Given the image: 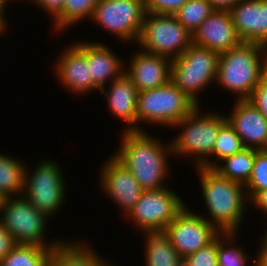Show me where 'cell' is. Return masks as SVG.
<instances>
[{"mask_svg":"<svg viewBox=\"0 0 267 266\" xmlns=\"http://www.w3.org/2000/svg\"><path fill=\"white\" fill-rule=\"evenodd\" d=\"M121 133L119 149L112 155L131 172L143 190L167 187L165 180L171 173L169 157H173L170 141L165 144L145 130Z\"/></svg>","mask_w":267,"mask_h":266,"instance_id":"obj_1","label":"cell"},{"mask_svg":"<svg viewBox=\"0 0 267 266\" xmlns=\"http://www.w3.org/2000/svg\"><path fill=\"white\" fill-rule=\"evenodd\" d=\"M195 171L208 212L201 216L221 233H239L246 207L249 206L245 186L222 177L211 168L195 167Z\"/></svg>","mask_w":267,"mask_h":266,"instance_id":"obj_2","label":"cell"},{"mask_svg":"<svg viewBox=\"0 0 267 266\" xmlns=\"http://www.w3.org/2000/svg\"><path fill=\"white\" fill-rule=\"evenodd\" d=\"M197 106L172 128H181L170 141L172 156L193 157L194 167L214 168L212 151L220 128L227 122L225 113L201 111ZM200 113V114H199ZM195 158V159H194Z\"/></svg>","mask_w":267,"mask_h":266,"instance_id":"obj_3","label":"cell"},{"mask_svg":"<svg viewBox=\"0 0 267 266\" xmlns=\"http://www.w3.org/2000/svg\"><path fill=\"white\" fill-rule=\"evenodd\" d=\"M263 46L241 42L237 47L221 53L215 84L237 95V100L249 99L261 80Z\"/></svg>","mask_w":267,"mask_h":266,"instance_id":"obj_4","label":"cell"},{"mask_svg":"<svg viewBox=\"0 0 267 266\" xmlns=\"http://www.w3.org/2000/svg\"><path fill=\"white\" fill-rule=\"evenodd\" d=\"M23 195L0 199V223L13 236L17 244H35L56 248L65 239L47 240V226L51 220Z\"/></svg>","mask_w":267,"mask_h":266,"instance_id":"obj_5","label":"cell"},{"mask_svg":"<svg viewBox=\"0 0 267 266\" xmlns=\"http://www.w3.org/2000/svg\"><path fill=\"white\" fill-rule=\"evenodd\" d=\"M197 105L172 81L166 85L138 92L136 112L137 131H144L142 123L165 126L169 129Z\"/></svg>","mask_w":267,"mask_h":266,"instance_id":"obj_6","label":"cell"},{"mask_svg":"<svg viewBox=\"0 0 267 266\" xmlns=\"http://www.w3.org/2000/svg\"><path fill=\"white\" fill-rule=\"evenodd\" d=\"M43 159L34 165L33 170L26 164L22 195L39 211L53 219L66 204L67 179L65 180L63 169L56 160Z\"/></svg>","mask_w":267,"mask_h":266,"instance_id":"obj_7","label":"cell"},{"mask_svg":"<svg viewBox=\"0 0 267 266\" xmlns=\"http://www.w3.org/2000/svg\"><path fill=\"white\" fill-rule=\"evenodd\" d=\"M219 56L215 51L192 44L172 60L171 81L197 106H201L198 96L215 84Z\"/></svg>","mask_w":267,"mask_h":266,"instance_id":"obj_8","label":"cell"},{"mask_svg":"<svg viewBox=\"0 0 267 266\" xmlns=\"http://www.w3.org/2000/svg\"><path fill=\"white\" fill-rule=\"evenodd\" d=\"M136 44L144 52L174 60L192 45V34L172 14L146 12Z\"/></svg>","mask_w":267,"mask_h":266,"instance_id":"obj_9","label":"cell"},{"mask_svg":"<svg viewBox=\"0 0 267 266\" xmlns=\"http://www.w3.org/2000/svg\"><path fill=\"white\" fill-rule=\"evenodd\" d=\"M145 13L144 0H99L90 21L132 44L138 41Z\"/></svg>","mask_w":267,"mask_h":266,"instance_id":"obj_10","label":"cell"},{"mask_svg":"<svg viewBox=\"0 0 267 266\" xmlns=\"http://www.w3.org/2000/svg\"><path fill=\"white\" fill-rule=\"evenodd\" d=\"M187 204L169 187L144 190L126 216L139 231L167 227Z\"/></svg>","mask_w":267,"mask_h":266,"instance_id":"obj_11","label":"cell"},{"mask_svg":"<svg viewBox=\"0 0 267 266\" xmlns=\"http://www.w3.org/2000/svg\"><path fill=\"white\" fill-rule=\"evenodd\" d=\"M186 207L167 226L170 242L182 258L211 243L221 232L199 212Z\"/></svg>","mask_w":267,"mask_h":266,"instance_id":"obj_12","label":"cell"},{"mask_svg":"<svg viewBox=\"0 0 267 266\" xmlns=\"http://www.w3.org/2000/svg\"><path fill=\"white\" fill-rule=\"evenodd\" d=\"M101 165L98 182L102 193L121 208L124 217L134 208L144 190L131 172L112 154ZM125 213V214H124Z\"/></svg>","mask_w":267,"mask_h":266,"instance_id":"obj_13","label":"cell"},{"mask_svg":"<svg viewBox=\"0 0 267 266\" xmlns=\"http://www.w3.org/2000/svg\"><path fill=\"white\" fill-rule=\"evenodd\" d=\"M61 52L53 66L58 83L80 97L95 90L99 92L92 82L86 55L74 43L63 48Z\"/></svg>","mask_w":267,"mask_h":266,"instance_id":"obj_14","label":"cell"},{"mask_svg":"<svg viewBox=\"0 0 267 266\" xmlns=\"http://www.w3.org/2000/svg\"><path fill=\"white\" fill-rule=\"evenodd\" d=\"M227 122L239 135L244 147L267 149V119L248 99L234 100Z\"/></svg>","mask_w":267,"mask_h":266,"instance_id":"obj_15","label":"cell"},{"mask_svg":"<svg viewBox=\"0 0 267 266\" xmlns=\"http://www.w3.org/2000/svg\"><path fill=\"white\" fill-rule=\"evenodd\" d=\"M128 64L129 67L125 61L124 73L139 92L161 87L171 81L172 60L166 57L150 54L139 48L136 51L135 48Z\"/></svg>","mask_w":267,"mask_h":266,"instance_id":"obj_16","label":"cell"},{"mask_svg":"<svg viewBox=\"0 0 267 266\" xmlns=\"http://www.w3.org/2000/svg\"><path fill=\"white\" fill-rule=\"evenodd\" d=\"M241 42L228 11L214 10L192 33V44L218 54L237 47Z\"/></svg>","mask_w":267,"mask_h":266,"instance_id":"obj_17","label":"cell"},{"mask_svg":"<svg viewBox=\"0 0 267 266\" xmlns=\"http://www.w3.org/2000/svg\"><path fill=\"white\" fill-rule=\"evenodd\" d=\"M229 12L242 42L267 45V0H240Z\"/></svg>","mask_w":267,"mask_h":266,"instance_id":"obj_18","label":"cell"},{"mask_svg":"<svg viewBox=\"0 0 267 266\" xmlns=\"http://www.w3.org/2000/svg\"><path fill=\"white\" fill-rule=\"evenodd\" d=\"M73 43L86 55L92 82L99 90L124 73L125 61L106 43L91 40Z\"/></svg>","mask_w":267,"mask_h":266,"instance_id":"obj_19","label":"cell"},{"mask_svg":"<svg viewBox=\"0 0 267 266\" xmlns=\"http://www.w3.org/2000/svg\"><path fill=\"white\" fill-rule=\"evenodd\" d=\"M99 91L106 98L107 107L113 117L126 122L125 125L128 124L122 131H137L136 104L139 91L132 80L123 73L110 82L108 87L104 86Z\"/></svg>","mask_w":267,"mask_h":266,"instance_id":"obj_20","label":"cell"},{"mask_svg":"<svg viewBox=\"0 0 267 266\" xmlns=\"http://www.w3.org/2000/svg\"><path fill=\"white\" fill-rule=\"evenodd\" d=\"M144 234L145 266H177L182 257L170 242L167 227L149 228L141 231Z\"/></svg>","mask_w":267,"mask_h":266,"instance_id":"obj_21","label":"cell"},{"mask_svg":"<svg viewBox=\"0 0 267 266\" xmlns=\"http://www.w3.org/2000/svg\"><path fill=\"white\" fill-rule=\"evenodd\" d=\"M72 240L65 239L54 248L52 258L59 266H102L107 261L99 256L94 246H91L86 239Z\"/></svg>","mask_w":267,"mask_h":266,"instance_id":"obj_22","label":"cell"},{"mask_svg":"<svg viewBox=\"0 0 267 266\" xmlns=\"http://www.w3.org/2000/svg\"><path fill=\"white\" fill-rule=\"evenodd\" d=\"M25 169V161L0 152V199L23 194Z\"/></svg>","mask_w":267,"mask_h":266,"instance_id":"obj_23","label":"cell"},{"mask_svg":"<svg viewBox=\"0 0 267 266\" xmlns=\"http://www.w3.org/2000/svg\"><path fill=\"white\" fill-rule=\"evenodd\" d=\"M255 155L256 149L245 147L221 160L213 169L222 177L245 186L252 174Z\"/></svg>","mask_w":267,"mask_h":266,"instance_id":"obj_24","label":"cell"},{"mask_svg":"<svg viewBox=\"0 0 267 266\" xmlns=\"http://www.w3.org/2000/svg\"><path fill=\"white\" fill-rule=\"evenodd\" d=\"M239 235L240 234L236 232H226L220 233L217 236L218 266H256V257L249 256L246 249L237 244V237ZM248 258L251 260L253 258V261L249 260ZM249 262L251 263L249 264Z\"/></svg>","mask_w":267,"mask_h":266,"instance_id":"obj_25","label":"cell"},{"mask_svg":"<svg viewBox=\"0 0 267 266\" xmlns=\"http://www.w3.org/2000/svg\"><path fill=\"white\" fill-rule=\"evenodd\" d=\"M99 0H65L61 13L53 20L52 30L62 33L76 23L90 20Z\"/></svg>","mask_w":267,"mask_h":266,"instance_id":"obj_26","label":"cell"},{"mask_svg":"<svg viewBox=\"0 0 267 266\" xmlns=\"http://www.w3.org/2000/svg\"><path fill=\"white\" fill-rule=\"evenodd\" d=\"M53 250L35 244H17L0 261V266H44L52 257Z\"/></svg>","mask_w":267,"mask_h":266,"instance_id":"obj_27","label":"cell"},{"mask_svg":"<svg viewBox=\"0 0 267 266\" xmlns=\"http://www.w3.org/2000/svg\"><path fill=\"white\" fill-rule=\"evenodd\" d=\"M213 11L208 0H188L173 15L192 34Z\"/></svg>","mask_w":267,"mask_h":266,"instance_id":"obj_28","label":"cell"},{"mask_svg":"<svg viewBox=\"0 0 267 266\" xmlns=\"http://www.w3.org/2000/svg\"><path fill=\"white\" fill-rule=\"evenodd\" d=\"M243 148L245 147L241 141V138L230 126V124L226 122L218 132L212 151V158L215 157L214 167L221 160L236 154Z\"/></svg>","mask_w":267,"mask_h":266,"instance_id":"obj_29","label":"cell"},{"mask_svg":"<svg viewBox=\"0 0 267 266\" xmlns=\"http://www.w3.org/2000/svg\"><path fill=\"white\" fill-rule=\"evenodd\" d=\"M267 188V150H257L254 158L252 174L245 185L248 199L257 192Z\"/></svg>","mask_w":267,"mask_h":266,"instance_id":"obj_30","label":"cell"},{"mask_svg":"<svg viewBox=\"0 0 267 266\" xmlns=\"http://www.w3.org/2000/svg\"><path fill=\"white\" fill-rule=\"evenodd\" d=\"M186 259L192 266H218L217 237L207 246L188 255Z\"/></svg>","mask_w":267,"mask_h":266,"instance_id":"obj_31","label":"cell"},{"mask_svg":"<svg viewBox=\"0 0 267 266\" xmlns=\"http://www.w3.org/2000/svg\"><path fill=\"white\" fill-rule=\"evenodd\" d=\"M188 0H144L145 11L153 14L176 13Z\"/></svg>","mask_w":267,"mask_h":266,"instance_id":"obj_32","label":"cell"},{"mask_svg":"<svg viewBox=\"0 0 267 266\" xmlns=\"http://www.w3.org/2000/svg\"><path fill=\"white\" fill-rule=\"evenodd\" d=\"M267 119V81L261 79L248 99Z\"/></svg>","mask_w":267,"mask_h":266,"instance_id":"obj_33","label":"cell"},{"mask_svg":"<svg viewBox=\"0 0 267 266\" xmlns=\"http://www.w3.org/2000/svg\"><path fill=\"white\" fill-rule=\"evenodd\" d=\"M65 0H35V4L39 9L46 12L53 21L62 11Z\"/></svg>","mask_w":267,"mask_h":266,"instance_id":"obj_34","label":"cell"},{"mask_svg":"<svg viewBox=\"0 0 267 266\" xmlns=\"http://www.w3.org/2000/svg\"><path fill=\"white\" fill-rule=\"evenodd\" d=\"M17 245L13 236L0 223V261Z\"/></svg>","mask_w":267,"mask_h":266,"instance_id":"obj_35","label":"cell"},{"mask_svg":"<svg viewBox=\"0 0 267 266\" xmlns=\"http://www.w3.org/2000/svg\"><path fill=\"white\" fill-rule=\"evenodd\" d=\"M250 208H255L258 211L260 210L263 213V218L266 220L267 218V188L257 192L250 200H249ZM267 221V220H266Z\"/></svg>","mask_w":267,"mask_h":266,"instance_id":"obj_36","label":"cell"},{"mask_svg":"<svg viewBox=\"0 0 267 266\" xmlns=\"http://www.w3.org/2000/svg\"><path fill=\"white\" fill-rule=\"evenodd\" d=\"M214 10L230 11L240 0H208Z\"/></svg>","mask_w":267,"mask_h":266,"instance_id":"obj_37","label":"cell"},{"mask_svg":"<svg viewBox=\"0 0 267 266\" xmlns=\"http://www.w3.org/2000/svg\"><path fill=\"white\" fill-rule=\"evenodd\" d=\"M261 59H262L261 79L267 81V45L263 46Z\"/></svg>","mask_w":267,"mask_h":266,"instance_id":"obj_38","label":"cell"},{"mask_svg":"<svg viewBox=\"0 0 267 266\" xmlns=\"http://www.w3.org/2000/svg\"><path fill=\"white\" fill-rule=\"evenodd\" d=\"M265 230H264V232H263V234H261V235H263V236H260V244H259V246H258V252L257 253H267V222H266V225H265Z\"/></svg>","mask_w":267,"mask_h":266,"instance_id":"obj_39","label":"cell"},{"mask_svg":"<svg viewBox=\"0 0 267 266\" xmlns=\"http://www.w3.org/2000/svg\"><path fill=\"white\" fill-rule=\"evenodd\" d=\"M5 14L7 15V13H5V11L2 8H0V35H2V33L5 34V32H7V30L9 29L8 24H10V23H7L8 19H6Z\"/></svg>","mask_w":267,"mask_h":266,"instance_id":"obj_40","label":"cell"},{"mask_svg":"<svg viewBox=\"0 0 267 266\" xmlns=\"http://www.w3.org/2000/svg\"><path fill=\"white\" fill-rule=\"evenodd\" d=\"M255 255L256 266H267V253H256Z\"/></svg>","mask_w":267,"mask_h":266,"instance_id":"obj_41","label":"cell"},{"mask_svg":"<svg viewBox=\"0 0 267 266\" xmlns=\"http://www.w3.org/2000/svg\"><path fill=\"white\" fill-rule=\"evenodd\" d=\"M44 266H59L58 263L51 257Z\"/></svg>","mask_w":267,"mask_h":266,"instance_id":"obj_42","label":"cell"},{"mask_svg":"<svg viewBox=\"0 0 267 266\" xmlns=\"http://www.w3.org/2000/svg\"><path fill=\"white\" fill-rule=\"evenodd\" d=\"M8 0H0V8H2L4 11H7L8 8Z\"/></svg>","mask_w":267,"mask_h":266,"instance_id":"obj_43","label":"cell"},{"mask_svg":"<svg viewBox=\"0 0 267 266\" xmlns=\"http://www.w3.org/2000/svg\"><path fill=\"white\" fill-rule=\"evenodd\" d=\"M177 266H192V265L187 261L186 258H182Z\"/></svg>","mask_w":267,"mask_h":266,"instance_id":"obj_44","label":"cell"},{"mask_svg":"<svg viewBox=\"0 0 267 266\" xmlns=\"http://www.w3.org/2000/svg\"><path fill=\"white\" fill-rule=\"evenodd\" d=\"M113 262H108L106 261L102 266H118V265H115V264H112Z\"/></svg>","mask_w":267,"mask_h":266,"instance_id":"obj_45","label":"cell"},{"mask_svg":"<svg viewBox=\"0 0 267 266\" xmlns=\"http://www.w3.org/2000/svg\"><path fill=\"white\" fill-rule=\"evenodd\" d=\"M13 2V1H21V0H8V3L10 2ZM23 1V0H22ZM27 1V2H31L32 4L34 3L35 0H24V2Z\"/></svg>","mask_w":267,"mask_h":266,"instance_id":"obj_46","label":"cell"}]
</instances>
